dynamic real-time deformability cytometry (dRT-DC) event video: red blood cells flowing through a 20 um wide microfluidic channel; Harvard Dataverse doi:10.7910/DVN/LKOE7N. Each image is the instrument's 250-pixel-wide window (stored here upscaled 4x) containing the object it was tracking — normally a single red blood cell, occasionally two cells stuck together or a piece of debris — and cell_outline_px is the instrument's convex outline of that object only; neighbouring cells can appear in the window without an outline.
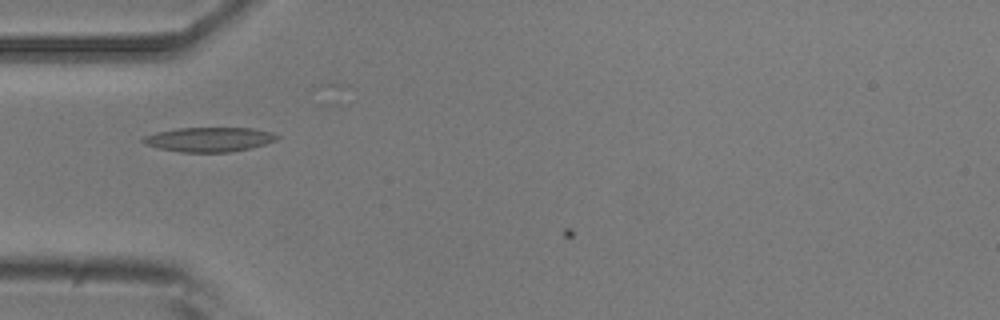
{"species": "common noctule bat (a hibernating species)", "species_latin": "Nyctalus noctula", "temperature_condition": "room temperature", "stored_images_in_passage": 4, "camera_frame_rate_fps": 3000, "um_per_image_px": 0.085, "animal": {"sex": "male", "body_mass_g": 20.5, "forearm_length_mm": 52.5}, "frame": {"image": 1, "passage_image": 3, "time_ms": 2.333, "image_size_px": [1000, 320], "cell_outline_px": [[280, 136], [276, 140], [252, 148], [228, 152], [180, 152], [160, 148], [144, 144], [140, 140], [144, 136], [156, 132], [176, 128], [252, 128], [272, 132]], "centroid_in_image_um": [17.77, 11.85], "position_along_channel_um": 67.2, "area_um2": 19.13}}